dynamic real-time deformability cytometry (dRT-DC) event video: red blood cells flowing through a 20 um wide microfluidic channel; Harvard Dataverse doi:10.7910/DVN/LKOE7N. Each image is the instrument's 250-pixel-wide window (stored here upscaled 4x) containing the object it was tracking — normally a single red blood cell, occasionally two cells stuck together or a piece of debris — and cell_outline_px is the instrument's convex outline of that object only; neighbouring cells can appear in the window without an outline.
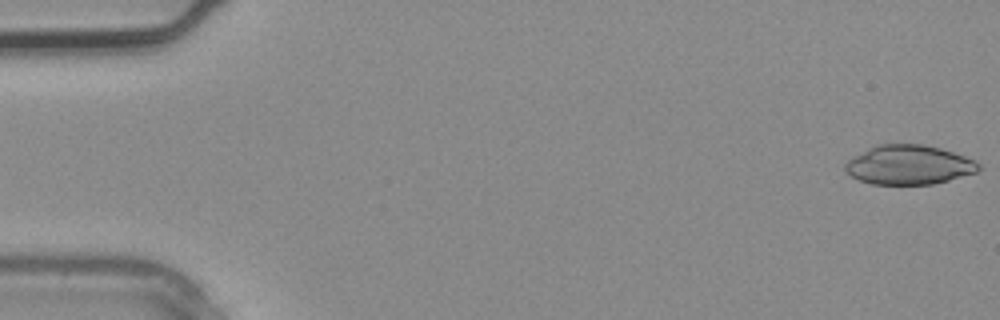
{"species": "common noctule bat (a hibernating species)", "species_latin": "Nyctalus noctula", "temperature_condition": "warm", "stored_images_in_passage": 4, "camera_frame_rate_fps": 3000, "um_per_image_px": 0.085, "animal": {"sex": "male", "body_mass_g": 20.4}, "frame": {"image": 1, "passage_image": 1, "time_ms": 0.0, "image_size_px": [1000, 320], "cell_outline_px": [[984, 168], [976, 172], [948, 180], [932, 184], [872, 184], [860, 180], [852, 176], [844, 168], [844, 164], [852, 156], [876, 144], [920, 144], [940, 148], [964, 156], [980, 164]], "centroid_in_image_um": [77.24, 14.01], "position_along_channel_um": 7.8, "area_um2": 30.46}}